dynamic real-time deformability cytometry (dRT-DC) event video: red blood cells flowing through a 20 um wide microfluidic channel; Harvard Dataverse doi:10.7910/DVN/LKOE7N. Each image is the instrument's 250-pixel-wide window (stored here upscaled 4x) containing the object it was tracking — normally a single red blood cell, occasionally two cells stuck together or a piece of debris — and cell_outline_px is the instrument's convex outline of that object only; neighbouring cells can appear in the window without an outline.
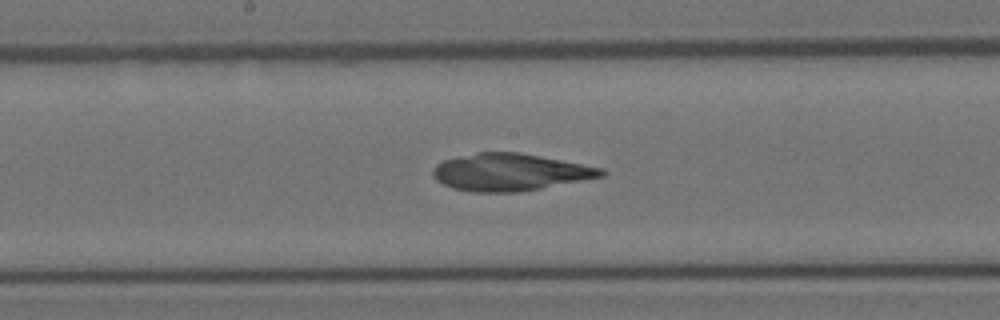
{"species": "Egyptian fruit bat (a non-hibernating species)", "species_latin": "Rousettus aegyptiacus", "temperature_condition": "room temperature", "stored_images_in_passage": 30, "segment_of_instrument_passage": [1, 2], "camera_frame_rate_fps": 3000, "um_per_image_px": 0.085, "animal": {"sex": "female"}, "frame": {"image": 1, "passage_image": 12, "time_ms": 3.667, "image_size_px": [1000, 320], "cell_outline_px": [[608, 172], [604, 176], [520, 192], [472, 192], [452, 188], [436, 180], [432, 176], [432, 168], [436, 164], [444, 160], [456, 156], [476, 152], [520, 152], [604, 168]], "centroid_in_image_um": [43.33, 14.63], "position_along_channel_um": 204.9, "area_um2": 36.7}}
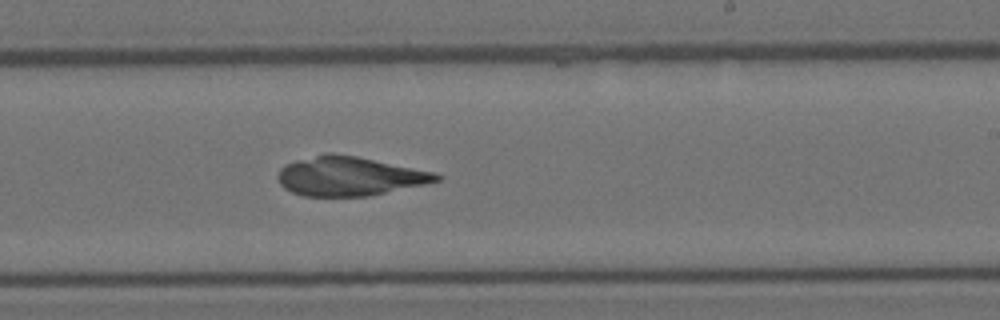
{"frame": {"image": 2, "passage_image": 15, "time_ms": 4.667, "image_size_px": [1000, 320], "cell_outline_px": [[444, 176], [440, 180], [424, 184], [368, 196], [304, 196], [292, 192], [284, 188], [280, 184], [276, 176], [280, 168], [284, 164], [296, 160], [328, 152], [332, 152], [356, 156], [436, 172]], "centroid_in_image_um": [29.68, 14.97], "position_along_channel_um": 259.3, "area_um2": 36.24}}
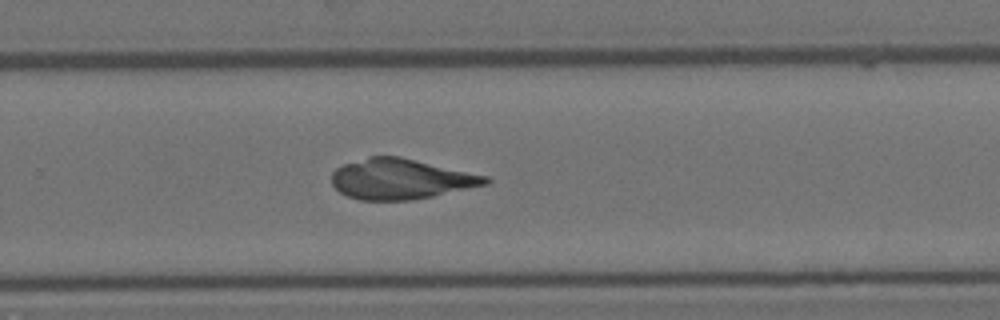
{"frame": {"image": 3, "passage_image": 17, "time_ms": 5.333, "image_size_px": [1000, 320], "cell_outline_px": [[492, 180], [488, 184], [432, 196], [412, 200], [360, 200], [348, 196], [340, 192], [332, 184], [332, 172], [336, 168], [344, 164], [368, 156], [400, 156], [488, 176]], "centroid_in_image_um": [34.07, 15.21], "position_along_channel_um": 295.7, "area_um2": 36.13}}